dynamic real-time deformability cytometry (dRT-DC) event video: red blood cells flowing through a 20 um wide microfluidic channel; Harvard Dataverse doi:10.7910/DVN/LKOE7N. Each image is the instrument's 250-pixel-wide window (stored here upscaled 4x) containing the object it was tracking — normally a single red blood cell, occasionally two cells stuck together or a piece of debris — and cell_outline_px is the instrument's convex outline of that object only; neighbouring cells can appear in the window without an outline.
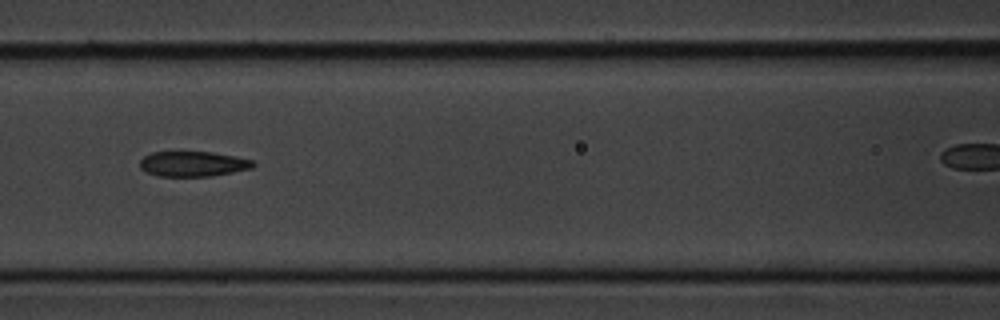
{"species": "common noctule bat (a hibernating species)", "species_latin": "Nyctalus noctula", "temperature_condition": "cold", "stored_images_in_passage": 6, "camera_frame_rate_fps": 3000, "um_per_image_px": 0.085, "animal": {"sex": "male", "body_mass_g": 20.1, "forearm_length_mm": 53.5}, "frame": {"image": 1, "passage_image": 5, "time_ms": 4.667, "image_size_px": [1000, 320], "cell_outline_px": [[256, 164], [252, 168], [212, 176], [156, 176], [140, 168], [140, 160], [144, 156], [152, 152], [212, 152], [236, 156], [252, 160]], "centroid_in_image_um": [16.41, 13.93], "position_along_channel_um": 150.2, "area_um2": 16.59}}